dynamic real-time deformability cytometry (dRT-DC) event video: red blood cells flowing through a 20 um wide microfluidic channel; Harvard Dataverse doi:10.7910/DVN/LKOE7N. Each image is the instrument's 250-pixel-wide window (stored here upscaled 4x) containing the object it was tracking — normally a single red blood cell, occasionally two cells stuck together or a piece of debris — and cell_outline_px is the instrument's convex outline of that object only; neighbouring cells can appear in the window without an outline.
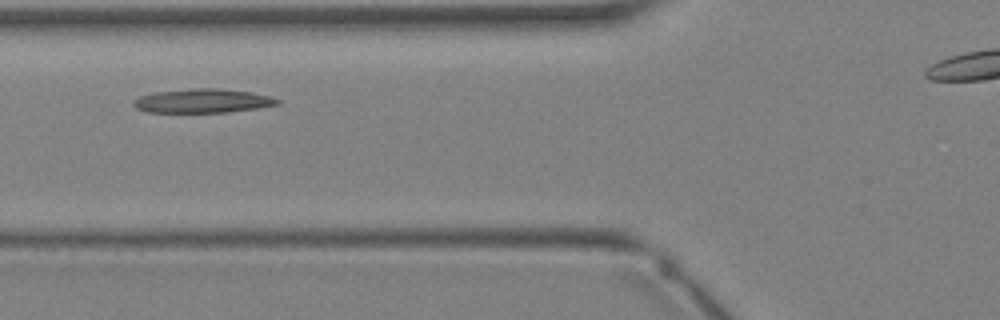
{"species": "Egyptian fruit bat (a non-hibernating species)", "species_latin": "Rousettus aegyptiacus", "temperature_condition": "warm", "stored_images_in_passage": 9, "segment_of_instrument_passage": [1, 2], "camera_frame_rate_fps": 3000, "um_per_image_px": 0.085, "animal": {"sex": "female"}, "frame": {"image": 1, "passage_image": 6, "time_ms": 1.667, "image_size_px": [1000, 320], "cell_outline_px": [[280, 104], [256, 108], [228, 112], [148, 112], [136, 108], [132, 104], [132, 100], [140, 96], [152, 92], [192, 88], [216, 88], [252, 92], [272, 96], [280, 100]], "centroid_in_image_um": [17.21, 8.56], "position_along_channel_um": 108.6, "area_um2": 20.23}}
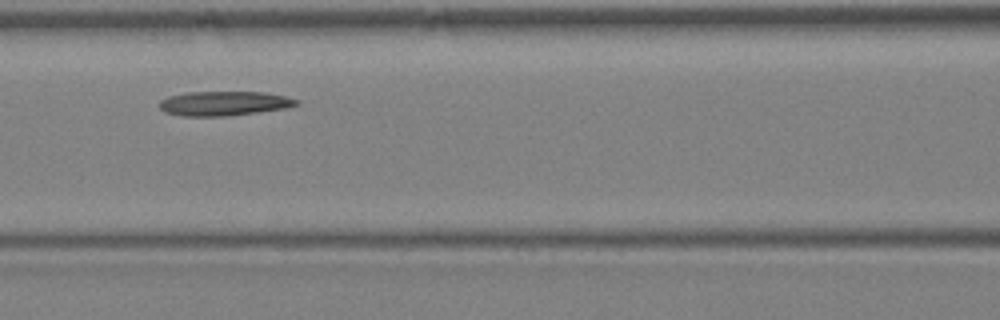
{"frame": {"image": 2, "passage_image": 8, "time_ms": 1669.0, "image_size_px": [1000, 320], "cell_outline_px": [[300, 104], [288, 108], [224, 116], [184, 116], [164, 112], [160, 108], [160, 100], [168, 96], [188, 92], [264, 92], [284, 96], [300, 100]], "centroid_in_image_um": [19.06, 8.79], "position_along_channel_um": 147.5, "area_um2": 19.48}}